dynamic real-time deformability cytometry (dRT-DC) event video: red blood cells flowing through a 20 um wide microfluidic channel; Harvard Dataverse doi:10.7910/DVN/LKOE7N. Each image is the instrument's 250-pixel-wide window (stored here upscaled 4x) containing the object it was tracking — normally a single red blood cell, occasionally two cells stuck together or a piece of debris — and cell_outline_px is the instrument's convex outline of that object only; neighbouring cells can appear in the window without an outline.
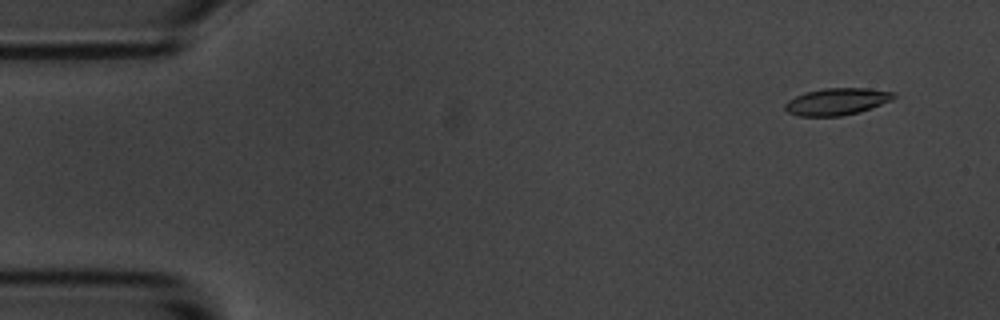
{"species": "common noctule bat (a hibernating species)", "species_latin": "Nyctalus noctula", "temperature_condition": "room temperature", "stored_images_in_passage": 7, "camera_frame_rate_fps": 3000, "um_per_image_px": 0.085, "animal": {"sex": "male", "body_mass_g": 20.1, "forearm_length_mm": 53.5}, "frame": {"image": 1, "passage_image": 1, "time_ms": 0.0, "image_size_px": [1000, 320], "cell_outline_px": [[896, 96], [892, 100], [860, 112], [840, 116], [796, 116], [788, 112], [784, 108], [784, 104], [788, 100], [804, 92], [824, 88], [868, 88], [896, 92]], "centroid_in_image_um": [71.13, 8.63], "position_along_channel_um": 13.9, "area_um2": 17.22}}
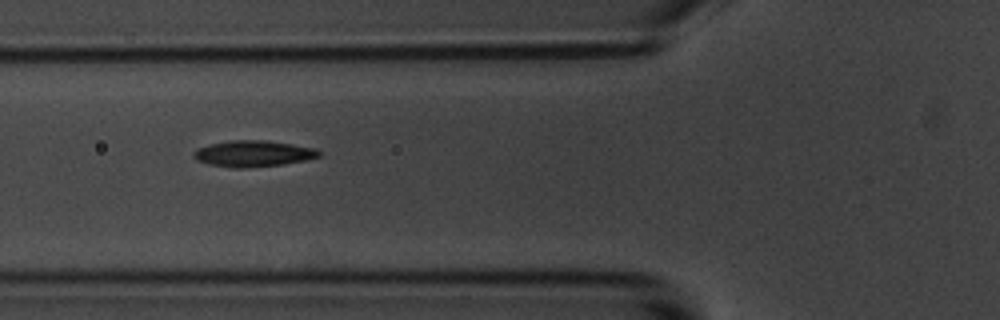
{"frame": {"image": 2, "passage_image": 6, "time_ms": 5.667, "image_size_px": [1000, 320], "cell_outline_px": [[320, 156], [308, 160], [284, 164], [248, 168], [232, 168], [208, 164], [196, 160], [192, 156], [192, 152], [196, 148], [208, 144], [228, 140], [264, 140], [292, 144], [316, 148], [320, 152]], "centroid_in_image_um": [21.48, 13.06], "position_along_channel_um": 104.3, "area_um2": 19.48}}
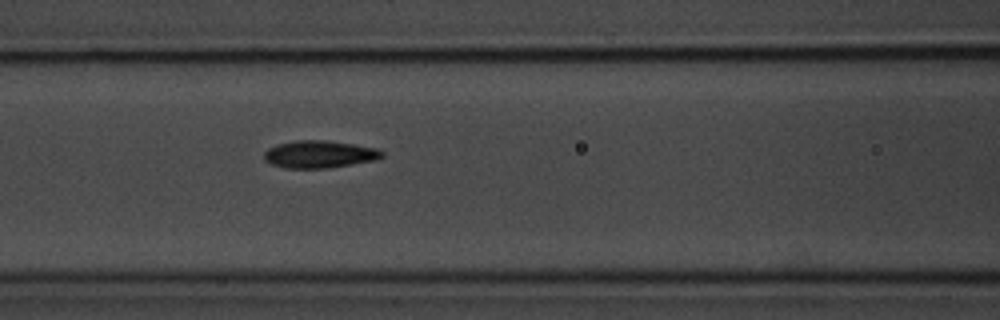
{"frame": {"image": 3, "passage_image": 7, "time_ms": 6.667, "image_size_px": [1000, 320], "cell_outline_px": [[384, 156], [376, 160], [328, 168], [288, 168], [272, 164], [264, 160], [264, 152], [268, 148], [276, 144], [296, 140], [324, 140], [380, 148], [384, 152]], "centroid_in_image_um": [27.17, 13.11], "position_along_channel_um": 139.4, "area_um2": 18.9}}